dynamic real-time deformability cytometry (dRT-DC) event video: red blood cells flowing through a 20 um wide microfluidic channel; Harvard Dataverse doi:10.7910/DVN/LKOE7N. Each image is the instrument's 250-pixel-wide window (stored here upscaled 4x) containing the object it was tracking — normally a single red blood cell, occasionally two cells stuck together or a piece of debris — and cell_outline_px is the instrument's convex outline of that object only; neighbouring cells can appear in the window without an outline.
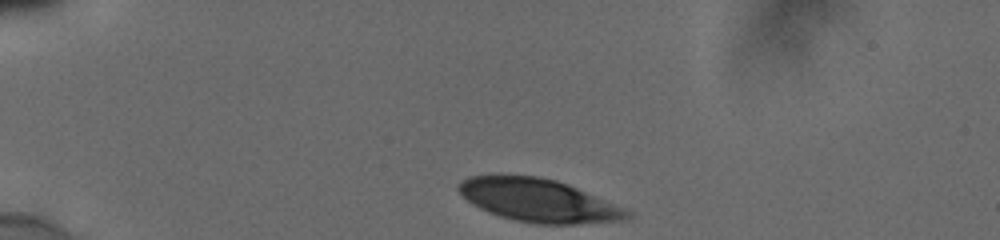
{"species": "human", "species_latin": "Homo sapiens", "temperature_condition": "cold", "stored_images_in_passage": 35, "camera_frame_rate_fps": 3000, "um_per_image_px": 0.085, "donor": {"sex": "male"}, "frame": {"image": 1, "passage_image": 1, "time_ms": 0.0, "image_size_px": [1000, 240], "cell_outline_px": [[632, 220], [576, 224], [536, 224], [516, 220], [500, 216], [488, 212], [472, 204], [456, 188], [460, 180], [468, 176], [540, 176], [556, 180], [568, 184], [632, 212]], "centroid_in_image_um": [45.79, 17.05], "position_along_channel_um": 39.2, "area_um2": 42.02}}
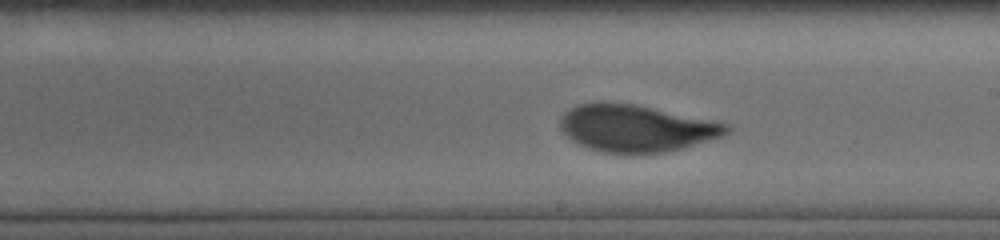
{"frame": {"image": 2, "passage_image": 21, "time_ms": 6.667, "image_size_px": [1000, 240], "cell_outline_px": [[732, 128], [724, 136], [680, 148], [664, 152], [632, 156], [604, 152], [588, 148], [576, 144], [560, 128], [560, 120], [564, 112], [580, 104], [600, 100], [636, 104], [712, 120], [728, 124]], "centroid_in_image_um": [54.05, 10.91], "position_along_channel_um": 234.9, "area_um2": 46.24}}
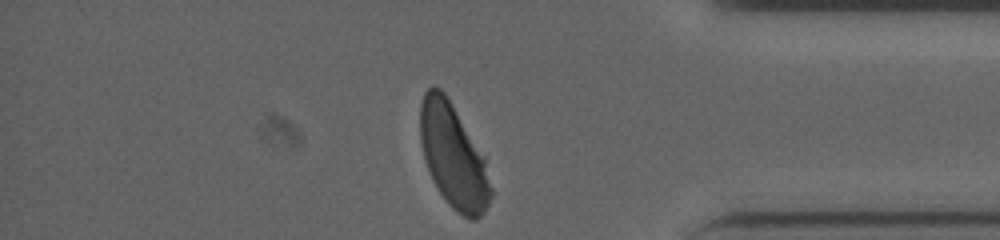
{"frame": {"image": 3, "passage_image": 35, "time_ms": 11.333, "image_size_px": [1000, 240], "cell_outline_px": [[492, 196], [484, 212], [476, 220], [468, 220], [456, 212], [448, 204], [432, 180], [424, 156], [420, 140], [420, 104], [424, 92], [432, 84], [440, 88], [444, 92], [484, 156], [492, 188]], "centroid_in_image_um": [38.53, 13.29], "position_along_channel_um": 396.7, "area_um2": 42.66}, "authors_computed_cell_mechanics": {"area_um2": 45.5464, "velocity_mm_per_s": 3.8284, "shape_relaxation_time_tau1_ms": 5.4944, "shape_relaxation_time_tau2_ms": null, "deformation_change_tau1": 0.192, "deformation_change_tau2": null}}